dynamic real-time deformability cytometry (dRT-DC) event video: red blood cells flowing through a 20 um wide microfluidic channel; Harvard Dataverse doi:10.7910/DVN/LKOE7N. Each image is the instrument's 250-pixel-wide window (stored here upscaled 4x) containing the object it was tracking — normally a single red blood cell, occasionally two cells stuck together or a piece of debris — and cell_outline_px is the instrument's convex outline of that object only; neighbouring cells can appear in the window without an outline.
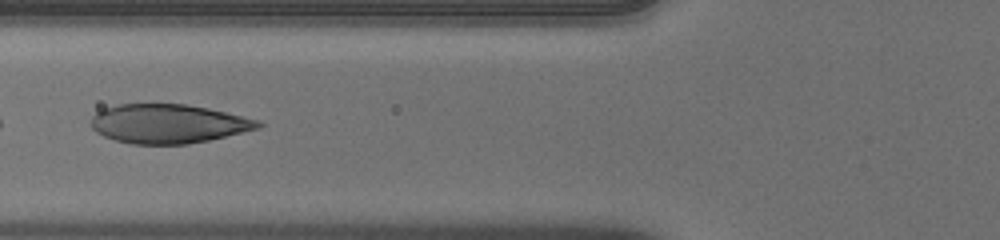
{"species": "human", "species_latin": "Homo sapiens", "temperature_condition": "warm", "stored_images_in_passage": 36, "camera_frame_rate_fps": 3000, "um_per_image_px": 0.085, "donor": {"sex": "male"}, "frame": {"image": 1, "passage_image": 10, "time_ms": 3.0, "image_size_px": [1000, 240], "cell_outline_px": [[264, 124], [260, 128], [208, 140], [188, 144], [132, 144], [116, 140], [104, 136], [96, 132], [92, 128], [92, 116], [96, 112], [104, 108], [116, 104], [188, 104], [208, 108], [260, 120]], "centroid_in_image_um": [14.31, 10.51], "position_along_channel_um": 111.5, "area_um2": 38.03}}
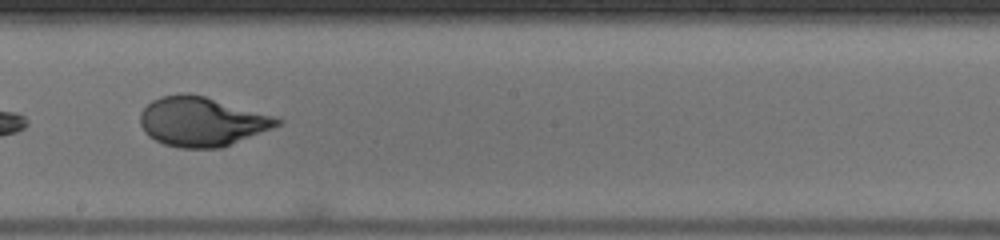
{"frame": {"image": 2, "passage_image": 19, "time_ms": 6.0, "image_size_px": [1000, 240], "cell_outline_px": [[284, 120], [280, 124], [272, 128], [220, 148], [180, 148], [164, 144], [148, 136], [144, 132], [140, 124], [140, 112], [152, 100], [160, 96], [180, 92], [188, 92], [204, 96], [272, 116]], "centroid_in_image_um": [17.08, 10.33], "position_along_channel_um": 231.1, "area_um2": 39.13}}
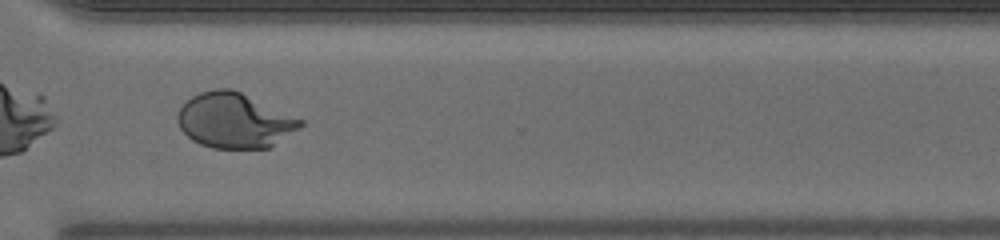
{"frame": {"image": 3, "passage_image": 28, "time_ms": 9.0, "image_size_px": [1000, 240], "cell_outline_px": [[304, 124], [300, 128], [268, 148], [212, 148], [200, 144], [192, 140], [180, 128], [176, 116], [180, 108], [192, 96], [200, 92], [216, 88], [232, 88], [304, 120]], "centroid_in_image_um": [19.93, 10.24], "position_along_channel_um": 350.7, "area_um2": 39.25}, "authors_computed_cell_mechanics": {"area_um2": 38.726, "velocity_mm_per_s": 3.9856, "shape_relaxation_time_tau1_ms": 4.9253, "shape_relaxation_time_tau2_ms": null, "deformation_change_tau1": 0.2479, "deformation_change_tau2": null}}